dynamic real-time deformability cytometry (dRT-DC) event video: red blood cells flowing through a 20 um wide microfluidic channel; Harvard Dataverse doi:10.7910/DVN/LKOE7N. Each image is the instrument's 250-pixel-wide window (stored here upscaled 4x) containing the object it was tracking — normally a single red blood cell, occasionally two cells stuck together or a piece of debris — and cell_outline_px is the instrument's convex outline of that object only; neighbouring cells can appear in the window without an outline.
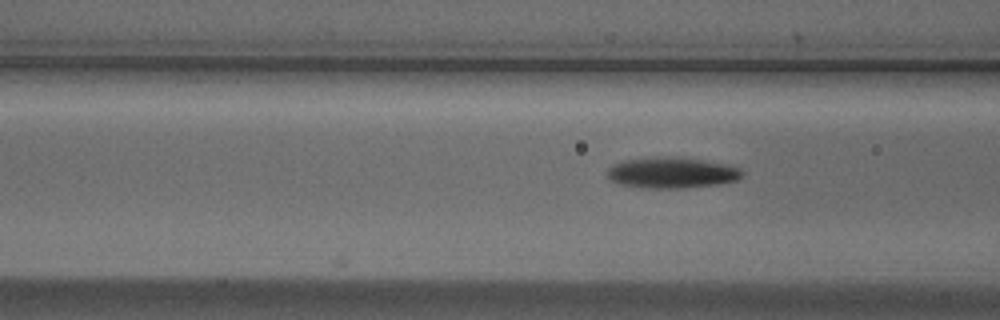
{"species": "Egyptian fruit bat (a non-hibernating species)", "species_latin": "Rousettus aegyptiacus", "temperature_condition": "cold", "stored_images_in_passage": 7, "camera_frame_rate_fps": 3000, "um_per_image_px": 0.085, "animal": {"sex": "male"}, "frame": {"image": 1, "passage_image": 7, "time_ms": 2.0, "image_size_px": [1000, 320], "cell_outline_px": [[744, 176], [736, 180], [720, 184], [684, 188], [648, 188], [620, 184], [612, 180], [608, 176], [608, 168], [612, 164], [624, 160], [664, 156], [668, 156], [704, 160], [732, 164], [740, 168], [744, 172]], "centroid_in_image_um": [57.17, 14.67], "position_along_channel_um": 109.4, "area_um2": 24.51}}